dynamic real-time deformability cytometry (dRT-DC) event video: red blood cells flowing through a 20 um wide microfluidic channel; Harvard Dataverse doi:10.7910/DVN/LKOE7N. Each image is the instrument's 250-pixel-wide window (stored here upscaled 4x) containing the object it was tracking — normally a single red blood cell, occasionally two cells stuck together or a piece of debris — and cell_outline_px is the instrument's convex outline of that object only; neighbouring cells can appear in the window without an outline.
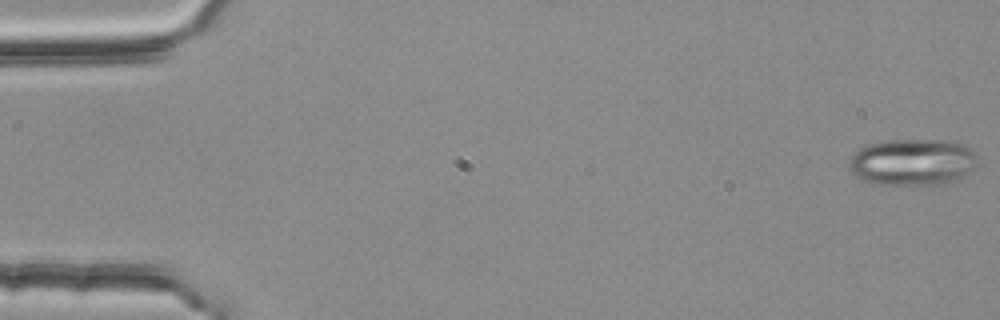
{"species": "common noctule bat (a hibernating species)", "species_latin": "Nyctalus noctula", "temperature_condition": "room temperature", "stored_images_in_passage": 55, "segment_of_instrument_passage": [1, 2], "camera_frame_rate_fps": 3000, "um_per_image_px": 0.085, "animal": {"sex": "female", "body_mass_g": 25.1}, "frame": {"image": 1, "passage_image": 1, "time_ms": 0.0, "image_size_px": [1000, 320], "cell_outline_px": [[976, 164], [968, 172], [944, 184], [888, 184], [864, 180], [856, 176], [852, 172], [848, 164], [848, 160], [860, 148], [868, 144], [884, 140], [952, 140], [964, 144], [972, 148], [976, 156]], "centroid_in_image_um": [77.57, 13.74], "position_along_channel_um": 7.4, "area_um2": 34.62}}
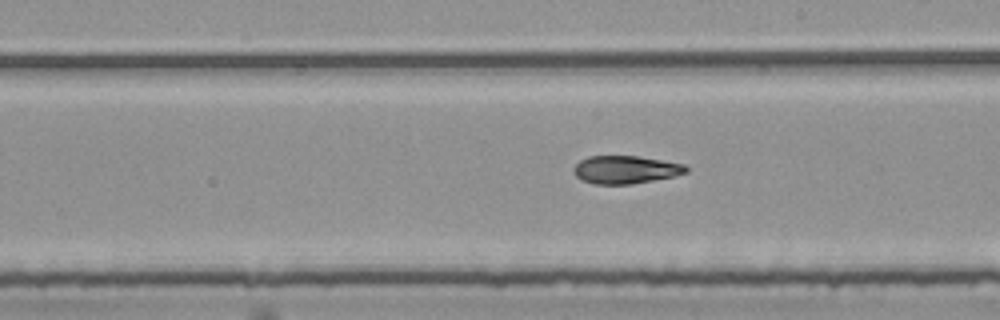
{"frame": {"image": 2, "passage_image": 31, "time_ms": 10.0, "image_size_px": [1000, 320], "cell_outline_px": [[688, 172], [672, 176], [632, 184], [596, 184], [580, 180], [572, 172], [572, 168], [580, 160], [588, 156], [640, 156], [684, 164], [688, 168]], "centroid_in_image_um": [53.13, 14.41], "position_along_channel_um": 235.9, "area_um2": 18.32}}
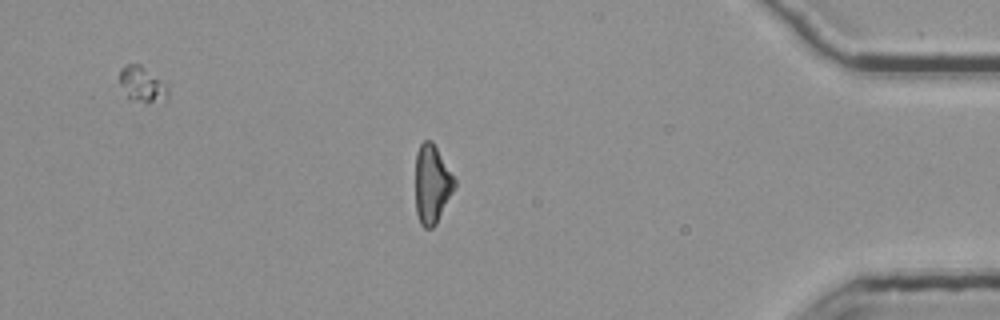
{"frame": {"image": 3, "passage_image": 47, "time_ms": 15.333, "image_size_px": [1000, 320], "cell_outline_px": [[456, 184], [436, 224], [432, 228], [424, 228], [420, 224], [416, 212], [416, 152], [420, 144], [424, 140], [432, 140], [456, 180]], "centroid_in_image_um": [36.7, 15.64], "position_along_channel_um": 398.5, "area_um2": 17.8}}